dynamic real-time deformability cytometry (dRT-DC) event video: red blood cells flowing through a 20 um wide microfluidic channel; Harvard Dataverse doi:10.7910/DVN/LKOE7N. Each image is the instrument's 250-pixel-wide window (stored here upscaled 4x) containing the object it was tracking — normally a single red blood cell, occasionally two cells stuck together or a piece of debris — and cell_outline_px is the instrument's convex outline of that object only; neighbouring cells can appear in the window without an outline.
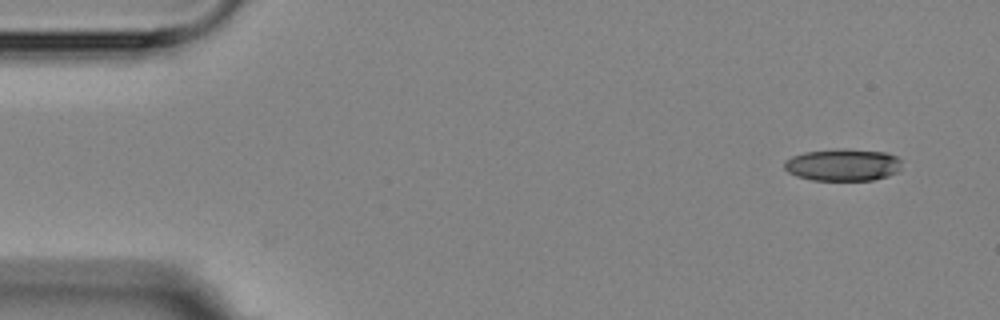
{"species": "Egyptian fruit bat (a non-hibernating species)", "species_latin": "Rousettus aegyptiacus", "temperature_condition": "room temperature", "stored_images_in_passage": 9, "camera_frame_rate_fps": 3000, "um_per_image_px": 0.085, "animal": {"sex": "female"}, "frame": {"image": 1, "passage_image": 1, "time_ms": 0.0, "image_size_px": [1000, 320], "cell_outline_px": [[900, 172], [888, 176], [872, 180], [812, 180], [796, 176], [788, 172], [784, 168], [784, 160], [792, 156], [804, 152], [836, 148], [844, 148], [888, 152], [896, 156], [900, 160]], "centroid_in_image_um": [71.65, 14.0], "position_along_channel_um": 13.4, "area_um2": 22.37}}
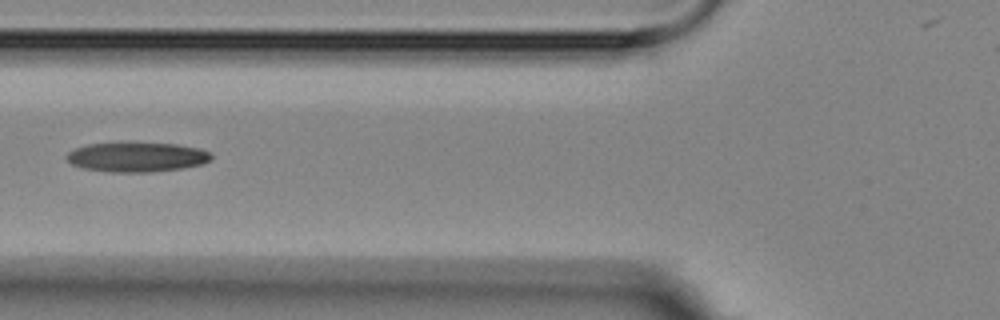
{"frame": {"image": 2, "passage_image": 6, "time_ms": 5.667, "image_size_px": [1000, 320], "cell_outline_px": [[212, 160], [204, 164], [184, 168], [152, 172], [108, 172], [84, 168], [72, 164], [64, 156], [68, 152], [76, 148], [88, 144], [120, 140], [128, 140], [176, 144], [200, 148], [208, 152], [212, 156]], "centroid_in_image_um": [11.63, 13.31], "position_along_channel_um": 114.2, "area_um2": 26.07}}
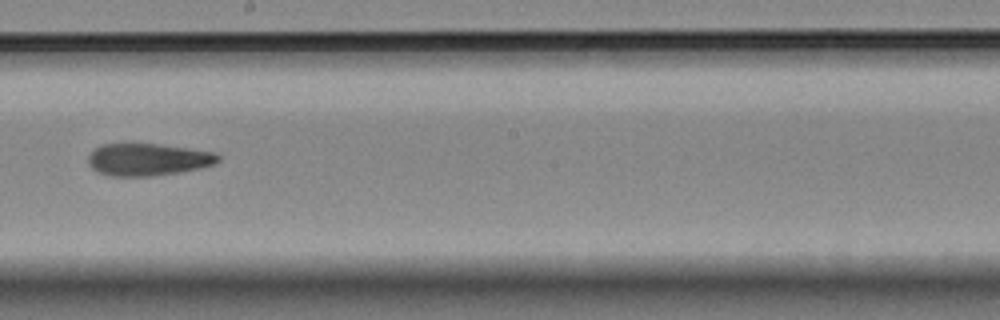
{"frame": {"image": 3, "passage_image": 9, "time_ms": 9.0, "image_size_px": [1000, 320], "cell_outline_px": [[220, 160], [216, 164], [200, 168], [180, 172], [152, 176], [112, 176], [100, 172], [92, 168], [88, 164], [88, 156], [100, 144], [128, 140], [160, 144], [212, 152], [220, 156]], "centroid_in_image_um": [12.53, 13.51], "position_along_channel_um": 235.7, "area_um2": 25.14}}